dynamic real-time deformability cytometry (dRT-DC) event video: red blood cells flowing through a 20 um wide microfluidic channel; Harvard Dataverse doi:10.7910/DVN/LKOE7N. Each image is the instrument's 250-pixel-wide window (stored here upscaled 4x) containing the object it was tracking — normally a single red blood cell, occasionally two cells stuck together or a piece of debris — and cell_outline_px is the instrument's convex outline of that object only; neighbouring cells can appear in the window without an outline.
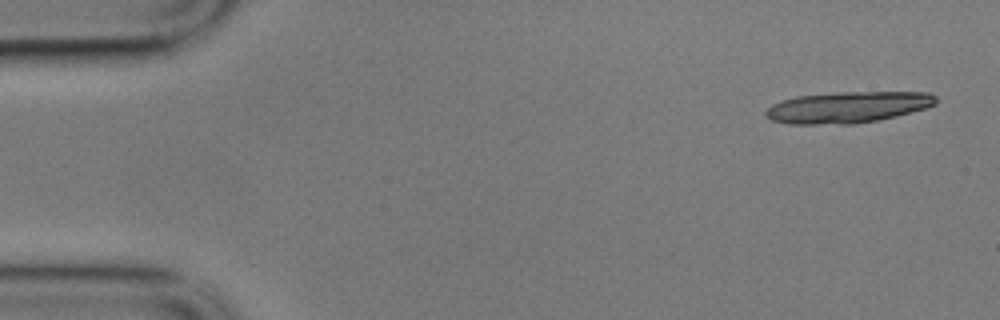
{"species": "common noctule bat (a hibernating species)", "species_latin": "Nyctalus noctula", "temperature_condition": "cold", "stored_images_in_passage": 6, "camera_frame_rate_fps": 3000, "um_per_image_px": 0.085, "animal": {"sex": "male", "body_mass_g": 17.9}, "frame": {"image": 1, "passage_image": 1, "time_ms": 0.0, "image_size_px": [1000, 320], "cell_outline_px": [[940, 100], [936, 104], [924, 108], [896, 116], [856, 124], [788, 124], [772, 120], [764, 116], [764, 112], [772, 104], [780, 100], [796, 96], [840, 92], [928, 92], [936, 96]], "centroid_in_image_um": [72.04, 9.11], "position_along_channel_um": 13.0, "area_um2": 31.21}}